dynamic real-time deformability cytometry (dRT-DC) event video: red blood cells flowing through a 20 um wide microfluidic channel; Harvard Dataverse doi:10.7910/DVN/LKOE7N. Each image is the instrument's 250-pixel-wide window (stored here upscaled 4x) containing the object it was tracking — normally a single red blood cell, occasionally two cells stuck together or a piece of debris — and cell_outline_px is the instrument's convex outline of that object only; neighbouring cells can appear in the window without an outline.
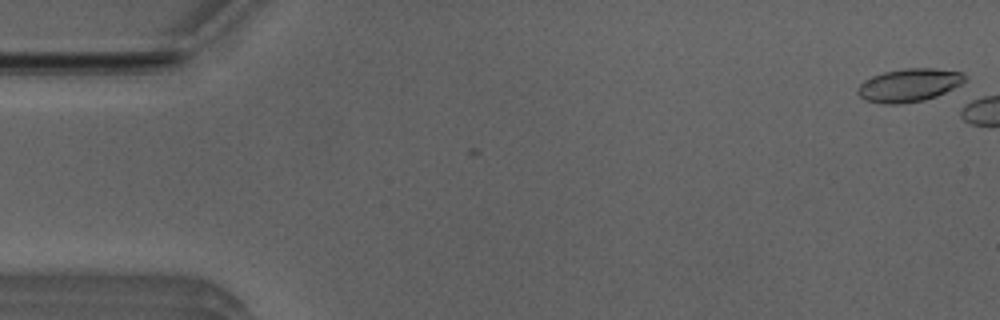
{"species": "Egyptian fruit bat (a non-hibernating species)", "species_latin": "Rousettus aegyptiacus", "temperature_condition": "room temperature", "stored_images_in_passage": 2, "camera_frame_rate_fps": 3000, "um_per_image_px": 0.085, "animal": {"sex": "male"}, "frame": {"image": 1, "passage_image": 2, "time_ms": 0.333, "image_size_px": [1000, 320], "cell_outline_px": [[964, 80], [960, 84], [936, 96], [924, 100], [904, 104], [884, 104], [864, 100], [856, 92], [856, 88], [864, 80], [872, 76], [884, 72], [904, 68], [932, 68], [964, 72]], "centroid_in_image_um": [77.21, 7.24], "position_along_channel_um": 7.8, "area_um2": 20.69}}